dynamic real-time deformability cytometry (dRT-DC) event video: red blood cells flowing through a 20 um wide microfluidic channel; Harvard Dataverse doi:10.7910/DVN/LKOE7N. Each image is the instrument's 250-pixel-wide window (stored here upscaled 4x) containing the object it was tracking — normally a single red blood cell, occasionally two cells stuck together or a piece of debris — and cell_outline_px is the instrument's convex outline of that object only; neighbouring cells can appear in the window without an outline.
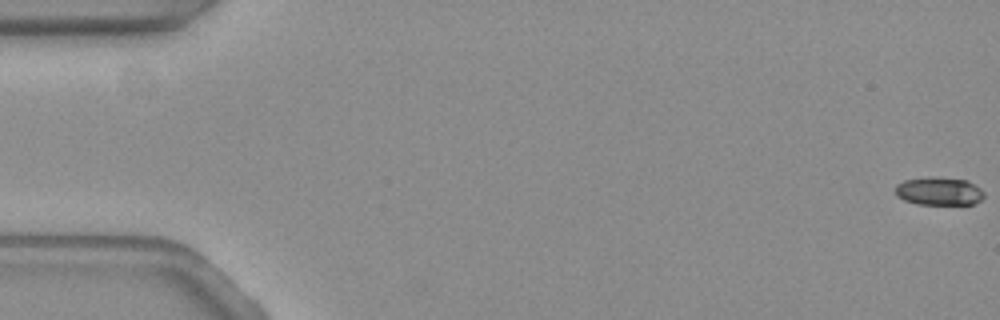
{"species": "common noctule bat (a hibernating species)", "species_latin": "Nyctalus noctula", "temperature_condition": "warm", "stored_images_in_passage": 54, "camera_frame_rate_fps": 3000, "um_per_image_px": 0.085, "animal": {"sex": "female", "body_mass_g": 19.3, "forearm_length_mm": 54.1}, "frame": {"image": 1, "passage_image": 1, "time_ms": 0.0, "image_size_px": [1000, 320], "cell_outline_px": [[984, 196], [980, 200], [972, 204], [916, 204], [904, 200], [896, 196], [896, 184], [904, 180], [968, 180], [980, 188], [984, 192]], "centroid_in_image_um": [79.83, 16.31], "position_along_channel_um": 5.2, "area_um2": 13.7}}
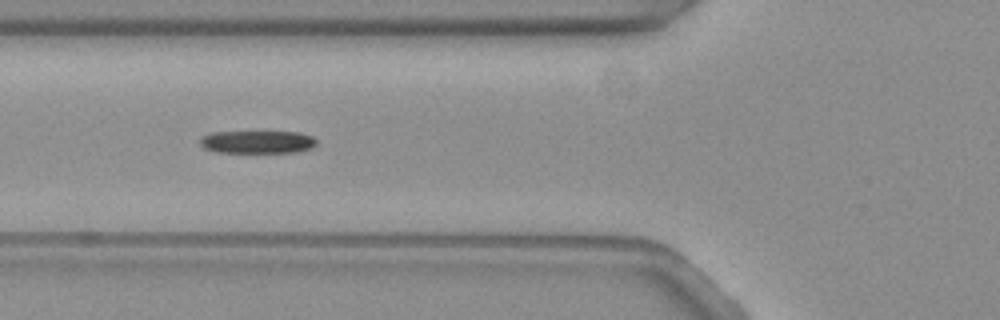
{"frame": {"image": 2, "passage_image": 22, "time_ms": 7.0, "image_size_px": [1000, 320], "cell_outline_px": [[316, 144], [312, 148], [296, 152], [216, 152], [204, 148], [200, 144], [200, 136], [212, 132], [300, 132], [312, 136], [316, 140]], "centroid_in_image_um": [21.87, 12.06], "position_along_channel_um": 103.9, "area_um2": 15.49}}
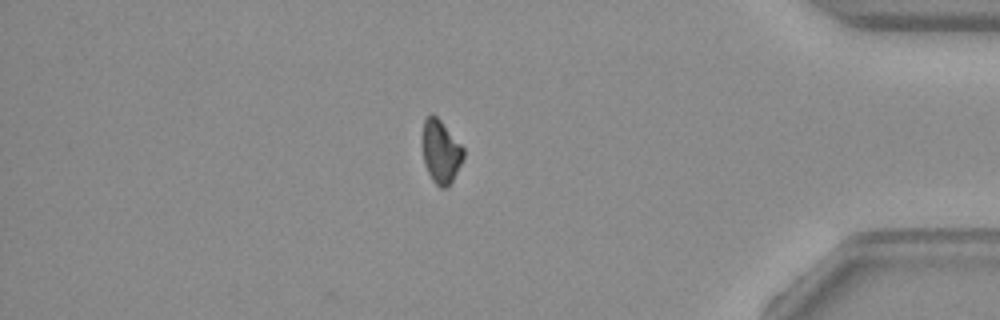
{"frame": {"image": 3, "passage_image": 49, "time_ms": 16.0, "image_size_px": [1000, 320], "cell_outline_px": [[464, 156], [448, 188], [440, 188], [432, 180], [424, 164], [424, 120], [432, 112], [440, 120], [464, 148]], "centroid_in_image_um": [37.48, 12.91], "position_along_channel_um": 397.7, "area_um2": 14.68}, "authors_computed_cell_mechanics": {"area_um2": 15.8372, "velocity_mm_per_s": 3.6751, "shape_relaxation_time_tau1_ms": 3.6289, "shape_relaxation_time_tau2_ms": null, "deformation_change_tau1": 0.1478, "deformation_change_tau2": null}}